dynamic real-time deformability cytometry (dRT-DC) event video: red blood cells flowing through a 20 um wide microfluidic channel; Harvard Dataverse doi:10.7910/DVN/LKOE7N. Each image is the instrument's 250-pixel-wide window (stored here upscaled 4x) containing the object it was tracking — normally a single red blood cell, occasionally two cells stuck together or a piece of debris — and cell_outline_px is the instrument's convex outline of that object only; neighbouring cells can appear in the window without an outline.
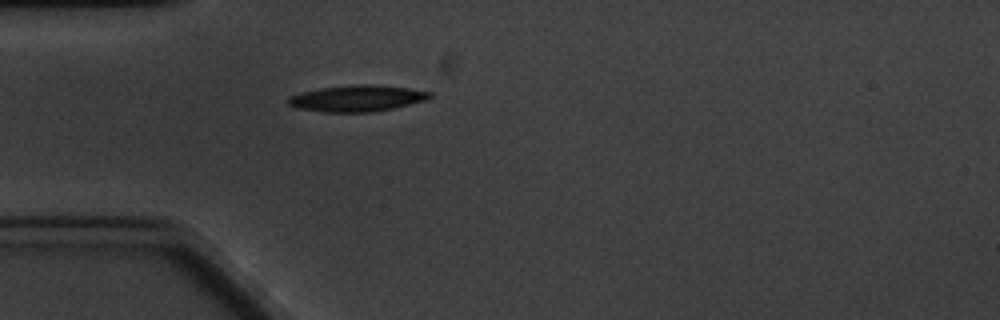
{"species": "common noctule bat (a hibernating species)", "species_latin": "Nyctalus noctula", "temperature_condition": "cold", "stored_images_in_passage": 2, "camera_frame_rate_fps": 3000, "um_per_image_px": 0.085, "animal": {"sex": "male", "body_mass_g": 20.1, "forearm_length_mm": 53.5}, "frame": {"image": 1, "passage_image": 2, "time_ms": 2.0, "image_size_px": [1000, 320], "cell_outline_px": [[432, 96], [428, 100], [392, 108], [372, 112], [324, 112], [296, 108], [288, 104], [288, 96], [300, 92], [320, 88], [356, 84], [372, 84], [408, 88], [432, 92]], "centroid_in_image_um": [30.34, 8.35], "position_along_channel_um": 54.7, "area_um2": 21.79}}